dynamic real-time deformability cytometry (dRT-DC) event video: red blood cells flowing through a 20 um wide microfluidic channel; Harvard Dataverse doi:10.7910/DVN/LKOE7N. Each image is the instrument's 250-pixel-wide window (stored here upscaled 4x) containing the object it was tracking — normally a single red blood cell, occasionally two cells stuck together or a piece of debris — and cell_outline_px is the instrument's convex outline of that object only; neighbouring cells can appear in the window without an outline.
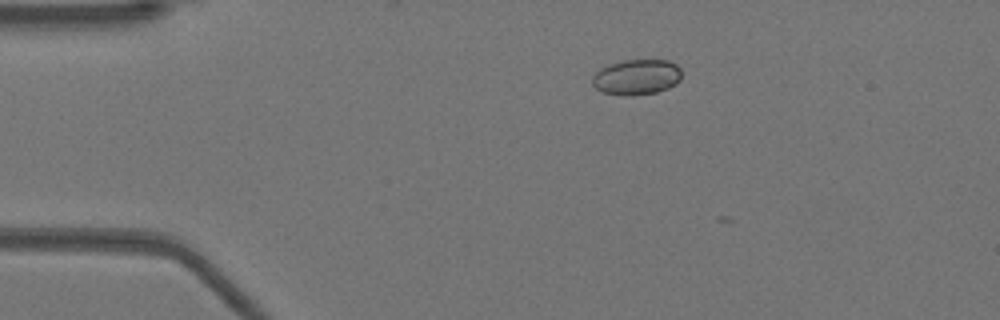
{"species": "Egyptian fruit bat (a non-hibernating species)", "species_latin": "Rousettus aegyptiacus", "temperature_condition": "warm", "stored_images_in_passage": 3, "camera_frame_rate_fps": 3000, "um_per_image_px": 0.085, "animal": {"sex": "female"}, "frame": {"image": 1, "passage_image": 1, "time_ms": 0.0, "image_size_px": [1000, 320], "cell_outline_px": [[680, 80], [676, 84], [668, 88], [656, 92], [632, 96], [624, 96], [604, 92], [596, 88], [592, 84], [592, 76], [600, 68], [608, 64], [624, 60], [668, 60], [676, 64], [680, 68]], "centroid_in_image_um": [54.1, 6.55], "position_along_channel_um": 30.9, "area_um2": 18.55}}